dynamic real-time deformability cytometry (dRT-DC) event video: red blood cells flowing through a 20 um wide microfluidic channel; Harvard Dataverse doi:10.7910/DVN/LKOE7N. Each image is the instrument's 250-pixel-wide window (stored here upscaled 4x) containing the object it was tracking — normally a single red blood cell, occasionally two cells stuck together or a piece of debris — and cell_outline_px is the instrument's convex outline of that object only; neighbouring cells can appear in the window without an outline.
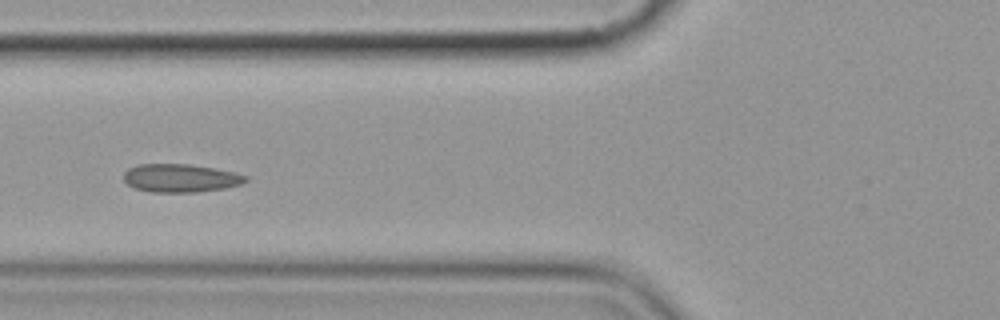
{"species": "common noctule bat (a hibernating species)", "species_latin": "Nyctalus noctula", "temperature_condition": "cold", "stored_images_in_passage": 10, "camera_frame_rate_fps": 3000, "um_per_image_px": 0.085, "animal": {"sex": "female", "body_mass_g": 19.9}, "frame": {"image": 1, "passage_image": 5, "time_ms": 4.667, "image_size_px": [1000, 320], "cell_outline_px": [[248, 180], [240, 184], [224, 188], [196, 192], [148, 192], [136, 188], [128, 184], [124, 180], [124, 172], [128, 168], [140, 164], [192, 164], [216, 168], [236, 172], [248, 176]], "centroid_in_image_um": [15.36, 15.13], "position_along_channel_um": 110.4, "area_um2": 20.17}}
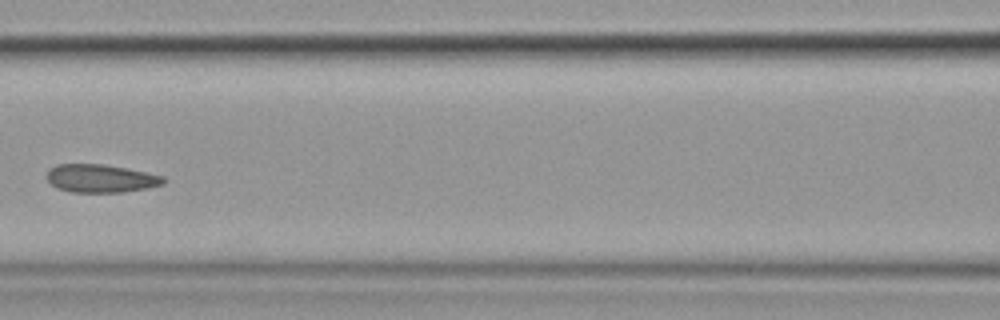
{"frame": {"image": 2, "passage_image": 6, "time_ms": 6.0, "image_size_px": [1000, 320], "cell_outline_px": [[168, 180], [164, 184], [148, 188], [124, 192], [72, 192], [56, 188], [44, 176], [48, 168], [56, 164], [100, 164], [124, 168], [164, 176]], "centroid_in_image_um": [8.54, 15.17], "position_along_channel_um": 158.1, "area_um2": 19.25}}
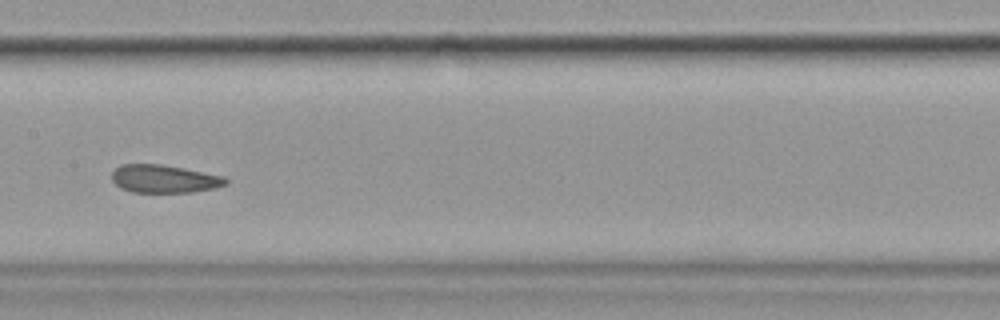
{"frame": {"image": 3, "passage_image": 7, "time_ms": 7.0, "image_size_px": [1000, 320], "cell_outline_px": [[228, 184], [212, 188], [192, 192], [132, 192], [120, 188], [112, 180], [112, 172], [120, 164], [160, 164], [184, 168], [224, 176], [228, 180]], "centroid_in_image_um": [13.94, 15.2], "position_along_channel_um": 193.5, "area_um2": 18.55}}